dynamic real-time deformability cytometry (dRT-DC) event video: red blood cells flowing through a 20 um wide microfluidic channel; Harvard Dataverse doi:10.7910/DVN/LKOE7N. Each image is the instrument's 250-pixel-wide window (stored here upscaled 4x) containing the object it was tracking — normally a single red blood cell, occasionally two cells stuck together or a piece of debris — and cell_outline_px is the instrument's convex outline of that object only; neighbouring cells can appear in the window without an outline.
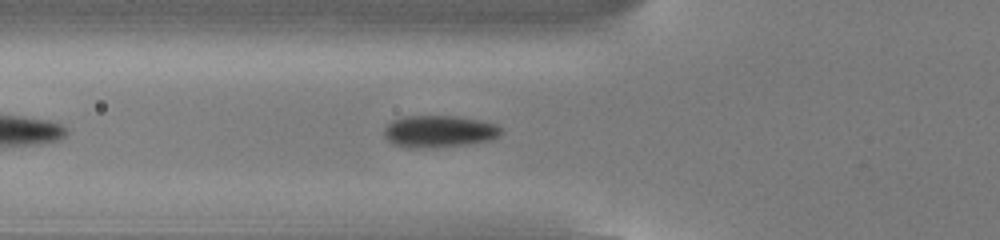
{"species": "common noctule bat (a hibernating species)", "species_latin": "Nyctalus noctula", "temperature_condition": "cold", "stored_images_in_passage": 20, "camera_frame_rate_fps": 3000, "um_per_image_px": 0.085, "animal": {"sex": "male", "body_mass_g": 13.0, "forearm_length_mm": 53.1}, "frame": {"image": 1, "passage_image": 7, "time_ms": 2.0, "image_size_px": [1000, 240], "cell_outline_px": [[504, 132], [500, 136], [492, 140], [468, 144], [424, 148], [404, 148], [392, 144], [384, 136], [384, 128], [392, 120], [404, 116], [456, 116], [480, 120], [496, 124]], "centroid_in_image_um": [37.32, 11.17], "position_along_channel_um": 88.5, "area_um2": 22.08}}
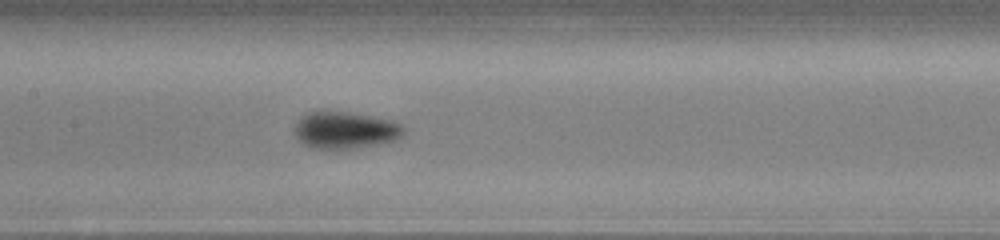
{"frame": {"image": 2, "passage_image": 14, "time_ms": 4.333, "image_size_px": [1000, 240], "cell_outline_px": [[404, 132], [396, 140], [348, 148], [312, 148], [304, 144], [296, 136], [296, 124], [300, 116], [304, 112], [324, 108], [348, 112], [392, 120], [400, 124], [404, 128]], "centroid_in_image_um": [29.27, 11.0], "position_along_channel_um": 178.1, "area_um2": 23.52}}
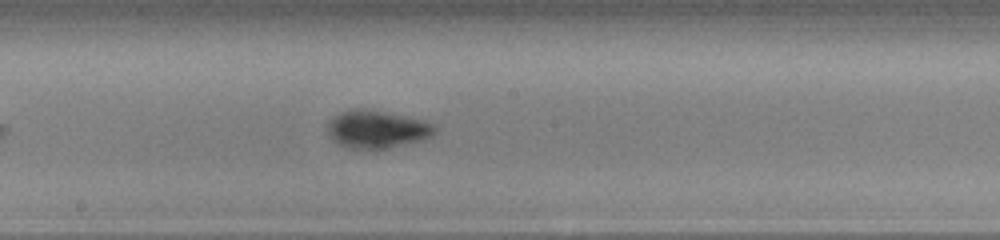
{"frame": {"image": 3, "passage_image": 17, "time_ms": 5.333, "image_size_px": [1000, 240], "cell_outline_px": [[436, 132], [432, 136], [424, 140], [388, 148], [348, 148], [336, 144], [332, 140], [328, 132], [328, 120], [340, 112], [352, 108], [360, 108], [404, 116], [424, 120], [432, 124], [436, 128]], "centroid_in_image_um": [32.02, 10.99], "position_along_channel_um": 216.2, "area_um2": 23.58}}